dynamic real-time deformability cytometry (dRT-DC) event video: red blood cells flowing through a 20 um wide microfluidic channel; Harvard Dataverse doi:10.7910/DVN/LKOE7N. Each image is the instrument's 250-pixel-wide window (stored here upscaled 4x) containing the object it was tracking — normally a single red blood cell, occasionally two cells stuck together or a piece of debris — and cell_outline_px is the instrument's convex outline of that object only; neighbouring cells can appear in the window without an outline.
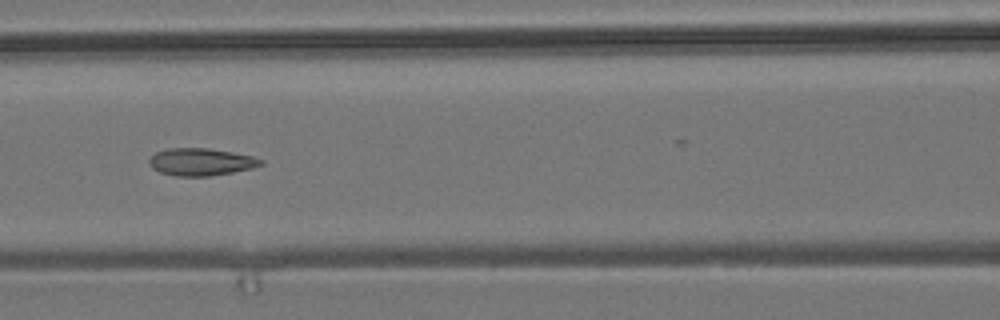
{"species": "common noctule bat (a hibernating species)", "species_latin": "Nyctalus noctula", "temperature_condition": "room temperature", "stored_images_in_passage": 7, "camera_frame_rate_fps": 3000, "um_per_image_px": 0.085, "animal": {"sex": "male", "body_mass_g": 19.2, "forearm_length_mm": 51.8}, "frame": {"image": 1, "passage_image": 5, "time_ms": 1.333, "image_size_px": [1000, 320], "cell_outline_px": [[264, 164], [252, 168], [232, 172], [208, 176], [176, 176], [160, 172], [152, 168], [148, 164], [148, 160], [156, 152], [168, 148], [208, 148], [232, 152], [252, 156], [264, 160]], "centroid_in_image_um": [17.07, 13.76], "position_along_channel_um": 149.5, "area_um2": 17.8}}
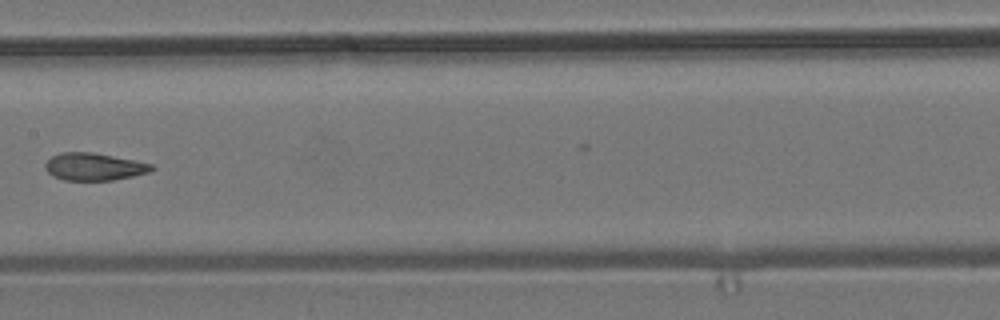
{"frame": {"image": 2, "passage_image": 6, "time_ms": 1.667, "image_size_px": [1000, 320], "cell_outline_px": [[156, 168], [152, 172], [112, 180], [64, 180], [52, 176], [44, 168], [44, 164], [52, 156], [60, 152], [92, 152], [152, 164]], "centroid_in_image_um": [7.98, 14.17], "position_along_channel_um": 199.4, "area_um2": 16.99}}
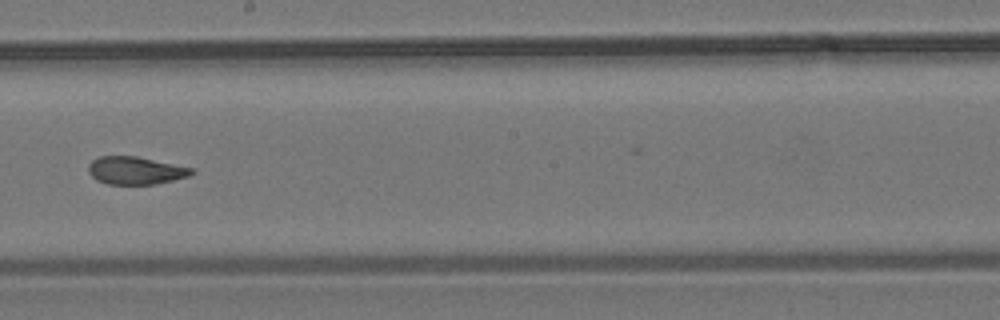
{"frame": {"image": 3, "passage_image": 7, "time_ms": 2.0, "image_size_px": [1000, 320], "cell_outline_px": [[196, 172], [188, 176], [156, 184], [108, 184], [96, 180], [88, 172], [88, 164], [92, 160], [100, 156], [136, 156], [192, 168]], "centroid_in_image_um": [11.49, 14.49], "position_along_channel_um": 236.7, "area_um2": 16.59}}